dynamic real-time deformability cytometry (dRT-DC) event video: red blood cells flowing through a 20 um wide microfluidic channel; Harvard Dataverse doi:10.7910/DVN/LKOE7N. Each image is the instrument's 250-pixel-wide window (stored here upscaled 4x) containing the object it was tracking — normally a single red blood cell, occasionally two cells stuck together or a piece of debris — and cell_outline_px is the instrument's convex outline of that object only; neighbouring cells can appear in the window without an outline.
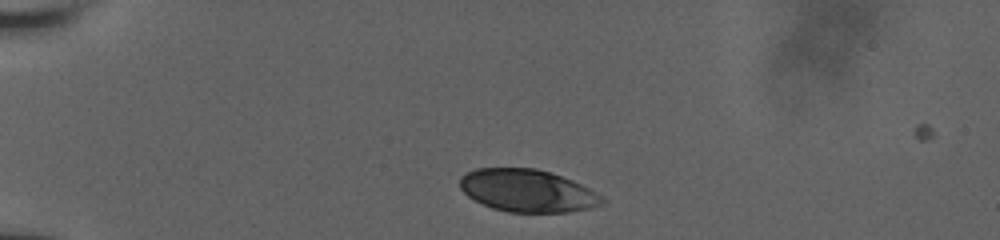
{"species": "human", "species_latin": "Homo sapiens", "temperature_condition": "room temperature", "stored_images_in_passage": 16, "camera_frame_rate_fps": 3000, "um_per_image_px": 0.085, "donor": {"sex": "male"}, "frame": {"image": 1, "passage_image": 1, "time_ms": 0.0, "image_size_px": [1000, 240], "cell_outline_px": [[604, 204], [588, 208], [568, 212], [508, 212], [492, 208], [468, 196], [460, 188], [460, 176], [464, 172], [476, 168], [536, 168], [552, 172], [572, 180], [596, 192], [604, 200]], "centroid_in_image_um": [44.81, 16.19], "position_along_channel_um": 40.2, "area_um2": 35.2}}
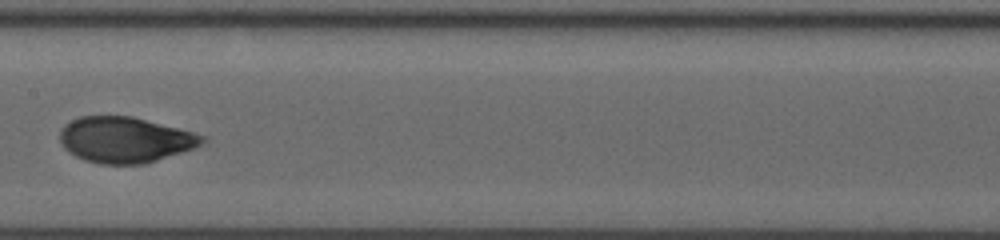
{"frame": {"image": 2, "passage_image": 10, "time_ms": 5.333, "image_size_px": [1000, 240], "cell_outline_px": [[208, 140], [196, 148], [144, 164], [100, 164], [84, 160], [68, 152], [64, 148], [60, 140], [60, 132], [64, 124], [80, 116], [132, 116], [208, 136]], "centroid_in_image_um": [10.65, 11.88], "position_along_channel_um": 196.7, "area_um2": 38.15}}
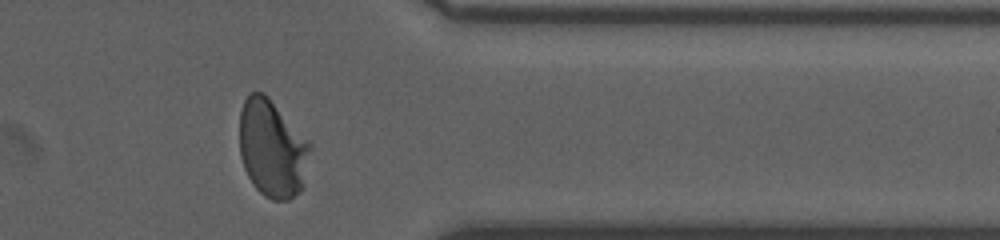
{"frame": {"image": 3, "passage_image": 16, "time_ms": 10.333, "image_size_px": [1000, 240], "cell_outline_px": [[312, 148], [304, 188], [288, 200], [272, 200], [264, 196], [252, 184], [244, 168], [240, 156], [240, 112], [244, 100], [252, 92], [264, 92], [268, 96], [312, 144]], "centroid_in_image_um": [23.16, 12.65], "position_along_channel_um": 388.2, "area_um2": 40.58}}